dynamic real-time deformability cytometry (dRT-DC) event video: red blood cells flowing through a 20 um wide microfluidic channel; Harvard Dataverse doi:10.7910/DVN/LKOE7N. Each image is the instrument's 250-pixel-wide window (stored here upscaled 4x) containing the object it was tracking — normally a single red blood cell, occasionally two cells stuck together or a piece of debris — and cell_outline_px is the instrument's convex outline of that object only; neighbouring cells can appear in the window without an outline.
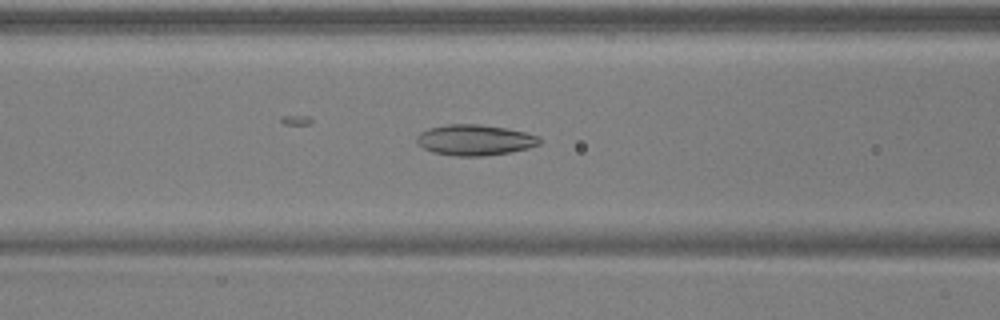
{"species": "common noctule bat (a hibernating species)", "species_latin": "Nyctalus noctula", "temperature_condition": "warm", "stored_images_in_passage": 50, "camera_frame_rate_fps": 3000, "um_per_image_px": 0.085, "animal": {"sex": "male", "body_mass_g": 17.9, "forearm_length_mm": 54.2}, "frame": {"image": 1, "passage_image": 21, "time_ms": 6.667, "image_size_px": [1000, 320], "cell_outline_px": [[540, 144], [528, 148], [512, 152], [484, 156], [456, 156], [432, 152], [424, 148], [416, 140], [416, 136], [420, 132], [428, 128], [448, 124], [480, 124], [508, 128], [540, 136]], "centroid_in_image_um": [40.37, 11.89], "position_along_channel_um": 126.2, "area_um2": 22.14}}
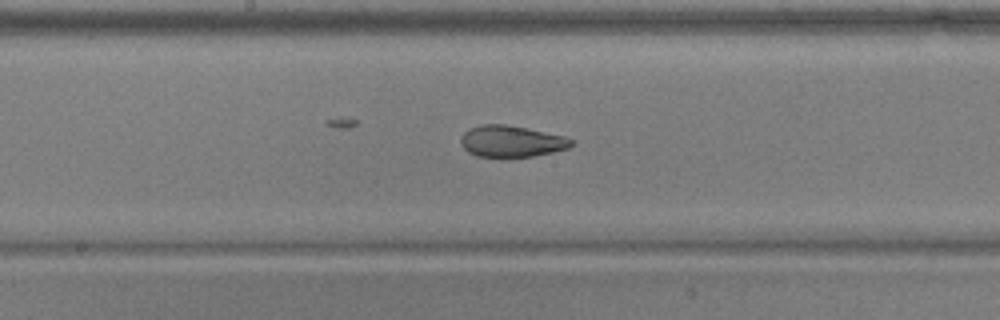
{"frame": {"image": 2, "passage_image": 27, "time_ms": 8.667, "image_size_px": [1000, 320], "cell_outline_px": [[572, 144], [568, 148], [552, 152], [532, 156], [476, 156], [468, 152], [460, 144], [460, 136], [464, 132], [480, 124], [504, 124], [564, 136], [572, 140]], "centroid_in_image_um": [43.42, 12.0], "position_along_channel_um": 204.8, "area_um2": 19.88}}
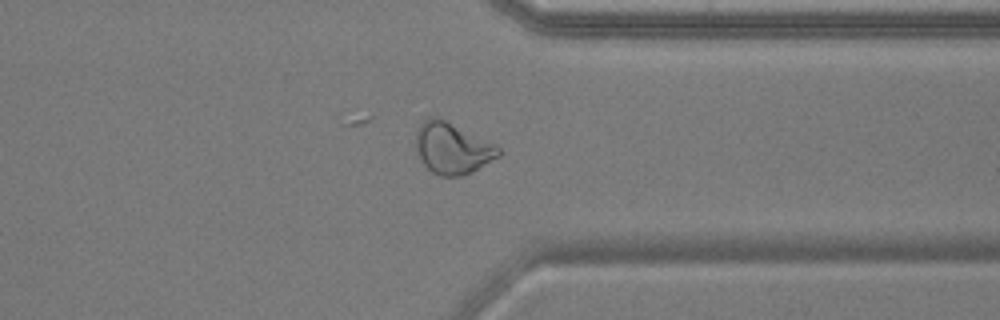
{"frame": {"image": 3, "passage_image": 40, "time_ms": 13.0, "image_size_px": [1000, 320], "cell_outline_px": [[500, 156], [472, 172], [460, 176], [440, 176], [432, 172], [420, 160], [416, 148], [416, 132], [420, 124], [428, 116], [432, 116], [444, 120], [496, 144], [500, 148]], "centroid_in_image_um": [38.44, 12.61], "position_along_channel_um": 373.0, "area_um2": 24.57}, "authors_computed_cell_mechanics": {"area_um2": 23.0622, "velocity_mm_per_s": 3.9248, "shape_relaxation_time_tau1_ms": null, "shape_relaxation_time_tau2_ms": 1.7184, "deformation_change_tau1": null, "deformation_change_tau2": 0.0811}}